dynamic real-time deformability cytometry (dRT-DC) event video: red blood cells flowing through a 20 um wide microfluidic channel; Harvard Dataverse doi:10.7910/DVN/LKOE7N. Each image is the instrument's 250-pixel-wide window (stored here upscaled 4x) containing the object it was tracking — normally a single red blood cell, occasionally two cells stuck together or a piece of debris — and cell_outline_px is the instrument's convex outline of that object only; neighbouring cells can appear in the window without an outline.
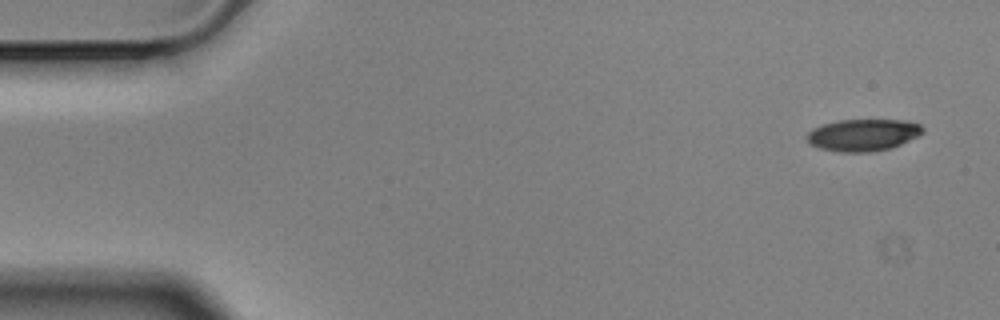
{"species": "Egyptian fruit bat (a non-hibernating species)", "species_latin": "Rousettus aegyptiacus", "temperature_condition": "cold", "stored_images_in_passage": 5, "camera_frame_rate_fps": 3000, "um_per_image_px": 0.085, "animal": {"sex": "male"}, "frame": {"image": 1, "passage_image": 1, "time_ms": 0.0, "image_size_px": [1000, 320], "cell_outline_px": [[924, 132], [900, 144], [888, 148], [872, 152], [840, 152], [820, 148], [812, 144], [804, 136], [812, 128], [836, 120], [908, 120], [920, 124], [924, 128]], "centroid_in_image_um": [73.35, 11.46], "position_along_channel_um": 11.7, "area_um2": 21.5}}
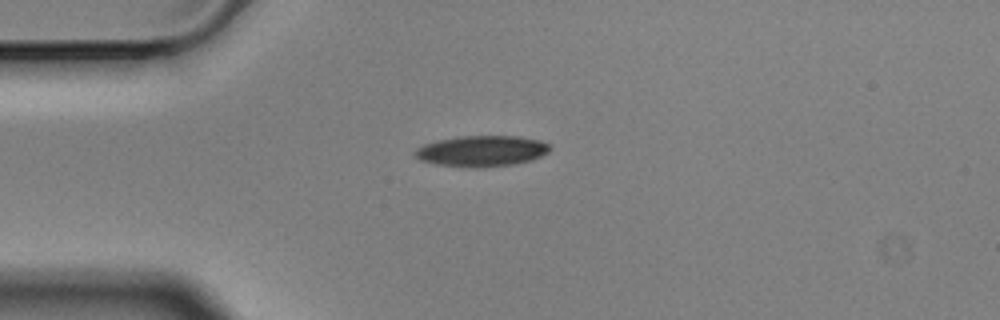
{"frame": {"image": 2, "passage_image": 4, "time_ms": 1.0, "image_size_px": [1000, 320], "cell_outline_px": [[552, 148], [548, 152], [532, 160], [512, 164], [480, 168], [468, 168], [436, 164], [420, 160], [412, 156], [412, 152], [416, 148], [424, 144], [436, 140], [460, 136], [516, 136], [540, 140], [548, 144]], "centroid_in_image_um": [40.89, 12.84], "position_along_channel_um": 44.1, "area_um2": 24.57}}